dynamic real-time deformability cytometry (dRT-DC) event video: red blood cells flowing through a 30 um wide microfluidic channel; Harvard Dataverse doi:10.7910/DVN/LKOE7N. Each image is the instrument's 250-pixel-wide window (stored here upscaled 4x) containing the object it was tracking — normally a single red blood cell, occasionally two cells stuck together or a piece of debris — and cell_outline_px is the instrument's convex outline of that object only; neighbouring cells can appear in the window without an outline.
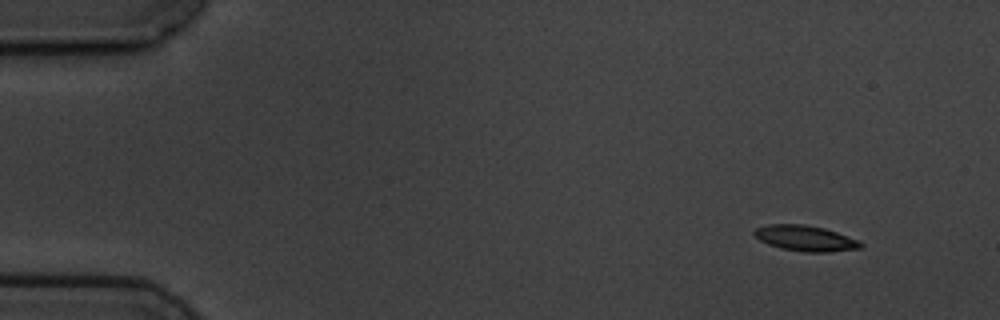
{"species": "common noctule bat (a hibernating species)", "species_latin": "Nyctalus noctula", "temperature_condition": "cold", "stored_images_in_passage": 4, "camera_frame_rate_fps": 3000, "um_per_image_px": 0.085, "animal": {"sex": "male", "body_mass_g": 19.5, "forearm_length_mm": 54.6}, "frame": {"image": 1, "passage_image": 1, "time_ms": 0.0, "image_size_px": [1000, 320], "cell_outline_px": [[864, 244], [860, 248], [828, 252], [804, 252], [780, 248], [768, 244], [760, 240], [752, 232], [756, 228], [768, 224], [804, 224], [824, 228], [860, 240]], "centroid_in_image_um": [68.46, 20.25], "position_along_channel_um": 16.5, "area_um2": 15.9}}